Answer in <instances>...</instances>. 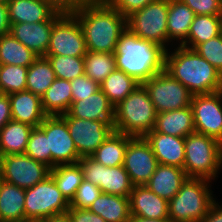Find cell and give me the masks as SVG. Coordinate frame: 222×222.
Listing matches in <instances>:
<instances>
[{
    "label": "cell",
    "mask_w": 222,
    "mask_h": 222,
    "mask_svg": "<svg viewBox=\"0 0 222 222\" xmlns=\"http://www.w3.org/2000/svg\"><path fill=\"white\" fill-rule=\"evenodd\" d=\"M153 131L177 137H186L195 133L191 105L178 110L157 113Z\"/></svg>",
    "instance_id": "cell-24"
},
{
    "label": "cell",
    "mask_w": 222,
    "mask_h": 222,
    "mask_svg": "<svg viewBox=\"0 0 222 222\" xmlns=\"http://www.w3.org/2000/svg\"><path fill=\"white\" fill-rule=\"evenodd\" d=\"M55 79L56 75L48 58L38 56L28 67L26 90L42 97Z\"/></svg>",
    "instance_id": "cell-32"
},
{
    "label": "cell",
    "mask_w": 222,
    "mask_h": 222,
    "mask_svg": "<svg viewBox=\"0 0 222 222\" xmlns=\"http://www.w3.org/2000/svg\"><path fill=\"white\" fill-rule=\"evenodd\" d=\"M77 163L82 169L83 178L97 185L102 193L130 196L133 184L123 165L105 167L91 157H81Z\"/></svg>",
    "instance_id": "cell-11"
},
{
    "label": "cell",
    "mask_w": 222,
    "mask_h": 222,
    "mask_svg": "<svg viewBox=\"0 0 222 222\" xmlns=\"http://www.w3.org/2000/svg\"><path fill=\"white\" fill-rule=\"evenodd\" d=\"M67 113L80 119L114 121V106L101 89L85 99L72 101Z\"/></svg>",
    "instance_id": "cell-22"
},
{
    "label": "cell",
    "mask_w": 222,
    "mask_h": 222,
    "mask_svg": "<svg viewBox=\"0 0 222 222\" xmlns=\"http://www.w3.org/2000/svg\"><path fill=\"white\" fill-rule=\"evenodd\" d=\"M67 0H11L7 3L10 24L47 21Z\"/></svg>",
    "instance_id": "cell-18"
},
{
    "label": "cell",
    "mask_w": 222,
    "mask_h": 222,
    "mask_svg": "<svg viewBox=\"0 0 222 222\" xmlns=\"http://www.w3.org/2000/svg\"><path fill=\"white\" fill-rule=\"evenodd\" d=\"M129 200L131 215L151 219L169 218L168 201L146 185L133 186Z\"/></svg>",
    "instance_id": "cell-21"
},
{
    "label": "cell",
    "mask_w": 222,
    "mask_h": 222,
    "mask_svg": "<svg viewBox=\"0 0 222 222\" xmlns=\"http://www.w3.org/2000/svg\"><path fill=\"white\" fill-rule=\"evenodd\" d=\"M142 85L147 90L157 113L178 110L191 105L193 95L165 70Z\"/></svg>",
    "instance_id": "cell-9"
},
{
    "label": "cell",
    "mask_w": 222,
    "mask_h": 222,
    "mask_svg": "<svg viewBox=\"0 0 222 222\" xmlns=\"http://www.w3.org/2000/svg\"><path fill=\"white\" fill-rule=\"evenodd\" d=\"M13 222H32V221L25 220V221H13Z\"/></svg>",
    "instance_id": "cell-53"
},
{
    "label": "cell",
    "mask_w": 222,
    "mask_h": 222,
    "mask_svg": "<svg viewBox=\"0 0 222 222\" xmlns=\"http://www.w3.org/2000/svg\"><path fill=\"white\" fill-rule=\"evenodd\" d=\"M25 189L2 181L0 187V222L25 221Z\"/></svg>",
    "instance_id": "cell-27"
},
{
    "label": "cell",
    "mask_w": 222,
    "mask_h": 222,
    "mask_svg": "<svg viewBox=\"0 0 222 222\" xmlns=\"http://www.w3.org/2000/svg\"><path fill=\"white\" fill-rule=\"evenodd\" d=\"M211 181L187 178L178 193L168 201L171 222H201L216 201Z\"/></svg>",
    "instance_id": "cell-5"
},
{
    "label": "cell",
    "mask_w": 222,
    "mask_h": 222,
    "mask_svg": "<svg viewBox=\"0 0 222 222\" xmlns=\"http://www.w3.org/2000/svg\"><path fill=\"white\" fill-rule=\"evenodd\" d=\"M67 124L70 136L80 157H90L115 131L114 121H96L60 115Z\"/></svg>",
    "instance_id": "cell-12"
},
{
    "label": "cell",
    "mask_w": 222,
    "mask_h": 222,
    "mask_svg": "<svg viewBox=\"0 0 222 222\" xmlns=\"http://www.w3.org/2000/svg\"><path fill=\"white\" fill-rule=\"evenodd\" d=\"M41 102L43 110L48 116L67 113L72 104L70 81L56 78L41 97Z\"/></svg>",
    "instance_id": "cell-29"
},
{
    "label": "cell",
    "mask_w": 222,
    "mask_h": 222,
    "mask_svg": "<svg viewBox=\"0 0 222 222\" xmlns=\"http://www.w3.org/2000/svg\"><path fill=\"white\" fill-rule=\"evenodd\" d=\"M201 222H222V204L215 201Z\"/></svg>",
    "instance_id": "cell-47"
},
{
    "label": "cell",
    "mask_w": 222,
    "mask_h": 222,
    "mask_svg": "<svg viewBox=\"0 0 222 222\" xmlns=\"http://www.w3.org/2000/svg\"><path fill=\"white\" fill-rule=\"evenodd\" d=\"M28 67L0 64V93L11 94L26 90Z\"/></svg>",
    "instance_id": "cell-38"
},
{
    "label": "cell",
    "mask_w": 222,
    "mask_h": 222,
    "mask_svg": "<svg viewBox=\"0 0 222 222\" xmlns=\"http://www.w3.org/2000/svg\"><path fill=\"white\" fill-rule=\"evenodd\" d=\"M55 72L56 78L72 81L84 73V57L46 55Z\"/></svg>",
    "instance_id": "cell-37"
},
{
    "label": "cell",
    "mask_w": 222,
    "mask_h": 222,
    "mask_svg": "<svg viewBox=\"0 0 222 222\" xmlns=\"http://www.w3.org/2000/svg\"><path fill=\"white\" fill-rule=\"evenodd\" d=\"M101 193V189L97 185L83 179L70 202V208L89 209Z\"/></svg>",
    "instance_id": "cell-41"
},
{
    "label": "cell",
    "mask_w": 222,
    "mask_h": 222,
    "mask_svg": "<svg viewBox=\"0 0 222 222\" xmlns=\"http://www.w3.org/2000/svg\"><path fill=\"white\" fill-rule=\"evenodd\" d=\"M2 181H3V179H2V176H1V173H0V187H1Z\"/></svg>",
    "instance_id": "cell-52"
},
{
    "label": "cell",
    "mask_w": 222,
    "mask_h": 222,
    "mask_svg": "<svg viewBox=\"0 0 222 222\" xmlns=\"http://www.w3.org/2000/svg\"><path fill=\"white\" fill-rule=\"evenodd\" d=\"M196 15H222V0H180Z\"/></svg>",
    "instance_id": "cell-43"
},
{
    "label": "cell",
    "mask_w": 222,
    "mask_h": 222,
    "mask_svg": "<svg viewBox=\"0 0 222 222\" xmlns=\"http://www.w3.org/2000/svg\"><path fill=\"white\" fill-rule=\"evenodd\" d=\"M145 139L151 145L158 164L184 167L185 137L166 135L152 130Z\"/></svg>",
    "instance_id": "cell-19"
},
{
    "label": "cell",
    "mask_w": 222,
    "mask_h": 222,
    "mask_svg": "<svg viewBox=\"0 0 222 222\" xmlns=\"http://www.w3.org/2000/svg\"><path fill=\"white\" fill-rule=\"evenodd\" d=\"M222 33V15H196L183 47L194 50L199 44Z\"/></svg>",
    "instance_id": "cell-31"
},
{
    "label": "cell",
    "mask_w": 222,
    "mask_h": 222,
    "mask_svg": "<svg viewBox=\"0 0 222 222\" xmlns=\"http://www.w3.org/2000/svg\"><path fill=\"white\" fill-rule=\"evenodd\" d=\"M169 52H165L164 70L192 95L222 91V75L195 50L178 46Z\"/></svg>",
    "instance_id": "cell-2"
},
{
    "label": "cell",
    "mask_w": 222,
    "mask_h": 222,
    "mask_svg": "<svg viewBox=\"0 0 222 222\" xmlns=\"http://www.w3.org/2000/svg\"><path fill=\"white\" fill-rule=\"evenodd\" d=\"M39 127L48 138L51 169L56 165L76 164L81 158L70 136L66 121L60 115L47 116Z\"/></svg>",
    "instance_id": "cell-14"
},
{
    "label": "cell",
    "mask_w": 222,
    "mask_h": 222,
    "mask_svg": "<svg viewBox=\"0 0 222 222\" xmlns=\"http://www.w3.org/2000/svg\"><path fill=\"white\" fill-rule=\"evenodd\" d=\"M67 213L72 222H106L101 216L92 213L89 209L69 208Z\"/></svg>",
    "instance_id": "cell-45"
},
{
    "label": "cell",
    "mask_w": 222,
    "mask_h": 222,
    "mask_svg": "<svg viewBox=\"0 0 222 222\" xmlns=\"http://www.w3.org/2000/svg\"><path fill=\"white\" fill-rule=\"evenodd\" d=\"M84 62L85 75L99 85L110 73L117 69L114 53L87 51L84 56Z\"/></svg>",
    "instance_id": "cell-36"
},
{
    "label": "cell",
    "mask_w": 222,
    "mask_h": 222,
    "mask_svg": "<svg viewBox=\"0 0 222 222\" xmlns=\"http://www.w3.org/2000/svg\"><path fill=\"white\" fill-rule=\"evenodd\" d=\"M38 56L10 33L0 36V64L29 67Z\"/></svg>",
    "instance_id": "cell-33"
},
{
    "label": "cell",
    "mask_w": 222,
    "mask_h": 222,
    "mask_svg": "<svg viewBox=\"0 0 222 222\" xmlns=\"http://www.w3.org/2000/svg\"><path fill=\"white\" fill-rule=\"evenodd\" d=\"M33 128L30 125L10 120L0 130V157L24 154Z\"/></svg>",
    "instance_id": "cell-28"
},
{
    "label": "cell",
    "mask_w": 222,
    "mask_h": 222,
    "mask_svg": "<svg viewBox=\"0 0 222 222\" xmlns=\"http://www.w3.org/2000/svg\"><path fill=\"white\" fill-rule=\"evenodd\" d=\"M10 26L7 5L0 3V36L8 34L10 32Z\"/></svg>",
    "instance_id": "cell-48"
},
{
    "label": "cell",
    "mask_w": 222,
    "mask_h": 222,
    "mask_svg": "<svg viewBox=\"0 0 222 222\" xmlns=\"http://www.w3.org/2000/svg\"><path fill=\"white\" fill-rule=\"evenodd\" d=\"M67 10V1L47 20L11 24L10 34L37 56H46L54 22Z\"/></svg>",
    "instance_id": "cell-17"
},
{
    "label": "cell",
    "mask_w": 222,
    "mask_h": 222,
    "mask_svg": "<svg viewBox=\"0 0 222 222\" xmlns=\"http://www.w3.org/2000/svg\"><path fill=\"white\" fill-rule=\"evenodd\" d=\"M128 222H171V220L170 218L151 219L131 215Z\"/></svg>",
    "instance_id": "cell-50"
},
{
    "label": "cell",
    "mask_w": 222,
    "mask_h": 222,
    "mask_svg": "<svg viewBox=\"0 0 222 222\" xmlns=\"http://www.w3.org/2000/svg\"><path fill=\"white\" fill-rule=\"evenodd\" d=\"M106 222H128L131 217L129 197L101 193L89 207Z\"/></svg>",
    "instance_id": "cell-26"
},
{
    "label": "cell",
    "mask_w": 222,
    "mask_h": 222,
    "mask_svg": "<svg viewBox=\"0 0 222 222\" xmlns=\"http://www.w3.org/2000/svg\"><path fill=\"white\" fill-rule=\"evenodd\" d=\"M11 0H0V3H5V4H7V3H9Z\"/></svg>",
    "instance_id": "cell-51"
},
{
    "label": "cell",
    "mask_w": 222,
    "mask_h": 222,
    "mask_svg": "<svg viewBox=\"0 0 222 222\" xmlns=\"http://www.w3.org/2000/svg\"><path fill=\"white\" fill-rule=\"evenodd\" d=\"M24 205L25 220L32 222L66 213L70 208V203L50 175L35 186L25 189Z\"/></svg>",
    "instance_id": "cell-7"
},
{
    "label": "cell",
    "mask_w": 222,
    "mask_h": 222,
    "mask_svg": "<svg viewBox=\"0 0 222 222\" xmlns=\"http://www.w3.org/2000/svg\"><path fill=\"white\" fill-rule=\"evenodd\" d=\"M49 175L53 178L57 188L69 203L84 179L82 169L78 163L56 165L50 169Z\"/></svg>",
    "instance_id": "cell-34"
},
{
    "label": "cell",
    "mask_w": 222,
    "mask_h": 222,
    "mask_svg": "<svg viewBox=\"0 0 222 222\" xmlns=\"http://www.w3.org/2000/svg\"><path fill=\"white\" fill-rule=\"evenodd\" d=\"M12 120L10 100L7 94L0 93V130Z\"/></svg>",
    "instance_id": "cell-46"
},
{
    "label": "cell",
    "mask_w": 222,
    "mask_h": 222,
    "mask_svg": "<svg viewBox=\"0 0 222 222\" xmlns=\"http://www.w3.org/2000/svg\"><path fill=\"white\" fill-rule=\"evenodd\" d=\"M70 83L72 91V101L85 99L86 97H89L90 95L100 90V85L87 77L85 74L73 79L72 81H70Z\"/></svg>",
    "instance_id": "cell-42"
},
{
    "label": "cell",
    "mask_w": 222,
    "mask_h": 222,
    "mask_svg": "<svg viewBox=\"0 0 222 222\" xmlns=\"http://www.w3.org/2000/svg\"><path fill=\"white\" fill-rule=\"evenodd\" d=\"M2 179L20 188L28 189L49 176L50 168L24 154L0 157Z\"/></svg>",
    "instance_id": "cell-13"
},
{
    "label": "cell",
    "mask_w": 222,
    "mask_h": 222,
    "mask_svg": "<svg viewBox=\"0 0 222 222\" xmlns=\"http://www.w3.org/2000/svg\"><path fill=\"white\" fill-rule=\"evenodd\" d=\"M196 14L190 7L182 3L180 0H169V8L167 15V33L168 40L179 41L178 46H182L188 37L190 25Z\"/></svg>",
    "instance_id": "cell-25"
},
{
    "label": "cell",
    "mask_w": 222,
    "mask_h": 222,
    "mask_svg": "<svg viewBox=\"0 0 222 222\" xmlns=\"http://www.w3.org/2000/svg\"><path fill=\"white\" fill-rule=\"evenodd\" d=\"M67 9L78 20L87 51L114 53L121 34L127 29V18L106 0H67Z\"/></svg>",
    "instance_id": "cell-1"
},
{
    "label": "cell",
    "mask_w": 222,
    "mask_h": 222,
    "mask_svg": "<svg viewBox=\"0 0 222 222\" xmlns=\"http://www.w3.org/2000/svg\"><path fill=\"white\" fill-rule=\"evenodd\" d=\"M157 112L147 90L139 84L114 107V130L132 137H145L153 130Z\"/></svg>",
    "instance_id": "cell-4"
},
{
    "label": "cell",
    "mask_w": 222,
    "mask_h": 222,
    "mask_svg": "<svg viewBox=\"0 0 222 222\" xmlns=\"http://www.w3.org/2000/svg\"><path fill=\"white\" fill-rule=\"evenodd\" d=\"M25 154L51 169V155L48 153V138L38 126L30 133Z\"/></svg>",
    "instance_id": "cell-39"
},
{
    "label": "cell",
    "mask_w": 222,
    "mask_h": 222,
    "mask_svg": "<svg viewBox=\"0 0 222 222\" xmlns=\"http://www.w3.org/2000/svg\"><path fill=\"white\" fill-rule=\"evenodd\" d=\"M38 222H72V221L69 214L66 212L59 215H53L51 217L41 219Z\"/></svg>",
    "instance_id": "cell-49"
},
{
    "label": "cell",
    "mask_w": 222,
    "mask_h": 222,
    "mask_svg": "<svg viewBox=\"0 0 222 222\" xmlns=\"http://www.w3.org/2000/svg\"><path fill=\"white\" fill-rule=\"evenodd\" d=\"M86 53L82 28L76 17L67 9L54 22L46 55L84 57Z\"/></svg>",
    "instance_id": "cell-10"
},
{
    "label": "cell",
    "mask_w": 222,
    "mask_h": 222,
    "mask_svg": "<svg viewBox=\"0 0 222 222\" xmlns=\"http://www.w3.org/2000/svg\"><path fill=\"white\" fill-rule=\"evenodd\" d=\"M124 169L133 186L146 185L156 171L158 161L145 137H132L125 151Z\"/></svg>",
    "instance_id": "cell-16"
},
{
    "label": "cell",
    "mask_w": 222,
    "mask_h": 222,
    "mask_svg": "<svg viewBox=\"0 0 222 222\" xmlns=\"http://www.w3.org/2000/svg\"><path fill=\"white\" fill-rule=\"evenodd\" d=\"M186 179L183 168L158 164L146 186L159 197L169 201L178 193Z\"/></svg>",
    "instance_id": "cell-23"
},
{
    "label": "cell",
    "mask_w": 222,
    "mask_h": 222,
    "mask_svg": "<svg viewBox=\"0 0 222 222\" xmlns=\"http://www.w3.org/2000/svg\"><path fill=\"white\" fill-rule=\"evenodd\" d=\"M12 120L38 127L48 116L42 107L41 97L30 91H20L8 95Z\"/></svg>",
    "instance_id": "cell-20"
},
{
    "label": "cell",
    "mask_w": 222,
    "mask_h": 222,
    "mask_svg": "<svg viewBox=\"0 0 222 222\" xmlns=\"http://www.w3.org/2000/svg\"><path fill=\"white\" fill-rule=\"evenodd\" d=\"M113 8L124 17L130 16L135 11L141 10L146 5L156 0H106Z\"/></svg>",
    "instance_id": "cell-44"
},
{
    "label": "cell",
    "mask_w": 222,
    "mask_h": 222,
    "mask_svg": "<svg viewBox=\"0 0 222 222\" xmlns=\"http://www.w3.org/2000/svg\"><path fill=\"white\" fill-rule=\"evenodd\" d=\"M166 50L157 43L139 38L128 28L116 44V68L140 84L164 70Z\"/></svg>",
    "instance_id": "cell-3"
},
{
    "label": "cell",
    "mask_w": 222,
    "mask_h": 222,
    "mask_svg": "<svg viewBox=\"0 0 222 222\" xmlns=\"http://www.w3.org/2000/svg\"><path fill=\"white\" fill-rule=\"evenodd\" d=\"M194 50L222 75V33L199 44Z\"/></svg>",
    "instance_id": "cell-40"
},
{
    "label": "cell",
    "mask_w": 222,
    "mask_h": 222,
    "mask_svg": "<svg viewBox=\"0 0 222 222\" xmlns=\"http://www.w3.org/2000/svg\"><path fill=\"white\" fill-rule=\"evenodd\" d=\"M184 167L187 178L215 180L222 169V144L199 133L185 137Z\"/></svg>",
    "instance_id": "cell-6"
},
{
    "label": "cell",
    "mask_w": 222,
    "mask_h": 222,
    "mask_svg": "<svg viewBox=\"0 0 222 222\" xmlns=\"http://www.w3.org/2000/svg\"><path fill=\"white\" fill-rule=\"evenodd\" d=\"M132 136L113 132L90 156L105 167L123 165L125 151Z\"/></svg>",
    "instance_id": "cell-30"
},
{
    "label": "cell",
    "mask_w": 222,
    "mask_h": 222,
    "mask_svg": "<svg viewBox=\"0 0 222 222\" xmlns=\"http://www.w3.org/2000/svg\"><path fill=\"white\" fill-rule=\"evenodd\" d=\"M169 0H156L127 17V28L139 38L152 41L166 51Z\"/></svg>",
    "instance_id": "cell-8"
},
{
    "label": "cell",
    "mask_w": 222,
    "mask_h": 222,
    "mask_svg": "<svg viewBox=\"0 0 222 222\" xmlns=\"http://www.w3.org/2000/svg\"><path fill=\"white\" fill-rule=\"evenodd\" d=\"M140 83L125 72L116 69L100 84V89L106 94L115 107L123 101Z\"/></svg>",
    "instance_id": "cell-35"
},
{
    "label": "cell",
    "mask_w": 222,
    "mask_h": 222,
    "mask_svg": "<svg viewBox=\"0 0 222 222\" xmlns=\"http://www.w3.org/2000/svg\"><path fill=\"white\" fill-rule=\"evenodd\" d=\"M195 132L222 144V91L193 95L191 99Z\"/></svg>",
    "instance_id": "cell-15"
}]
</instances>
